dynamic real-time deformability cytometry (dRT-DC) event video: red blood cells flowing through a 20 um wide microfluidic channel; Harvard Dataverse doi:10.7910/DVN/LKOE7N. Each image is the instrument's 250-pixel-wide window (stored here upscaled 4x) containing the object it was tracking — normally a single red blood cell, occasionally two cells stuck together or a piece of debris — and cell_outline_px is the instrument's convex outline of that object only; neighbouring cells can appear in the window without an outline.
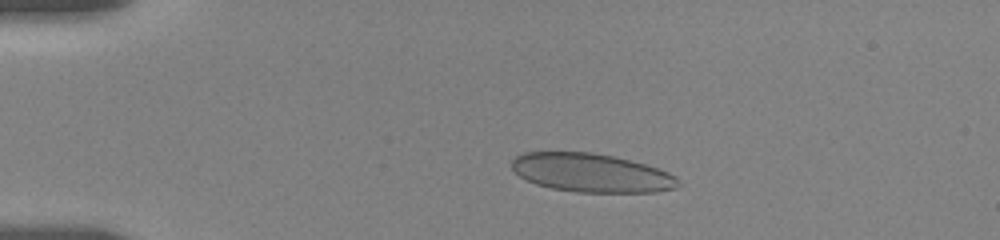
{"species": "human", "species_latin": "Homo sapiens", "temperature_condition": "room temperature", "stored_images_in_passage": 15, "camera_frame_rate_fps": 3000, "um_per_image_px": 0.085, "donor": {"sex": "female"}, "frame": {"image": 1, "passage_image": 7, "time_ms": 3.667, "image_size_px": [1000, 240], "cell_outline_px": [[676, 188], [656, 192], [576, 192], [552, 188], [536, 184], [520, 176], [512, 168], [512, 160], [516, 156], [524, 152], [592, 152], [612, 156], [644, 164], [668, 172], [676, 176]], "centroid_in_image_um": [50.23, 14.69], "position_along_channel_um": 34.8, "area_um2": 37.05}}
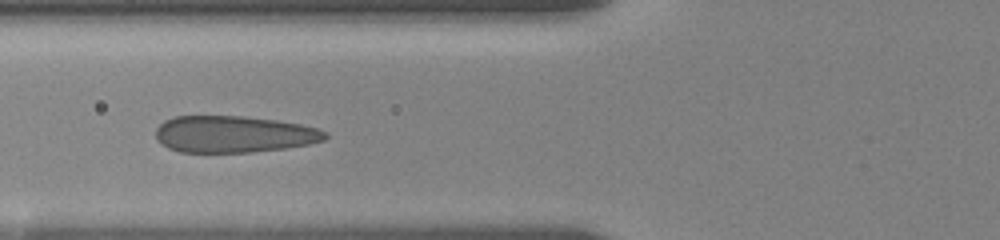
{"frame": {"image": 2, "passage_image": 12, "time_ms": 7.0, "image_size_px": [1000, 240], "cell_outline_px": [[328, 136], [324, 140], [308, 144], [284, 148], [252, 152], [180, 152], [168, 148], [160, 144], [156, 140], [156, 128], [164, 120], [176, 116], [244, 116], [276, 120], [300, 124], [316, 128], [328, 132]], "centroid_in_image_um": [19.84, 11.4], "position_along_channel_um": 106.0, "area_um2": 36.36}}
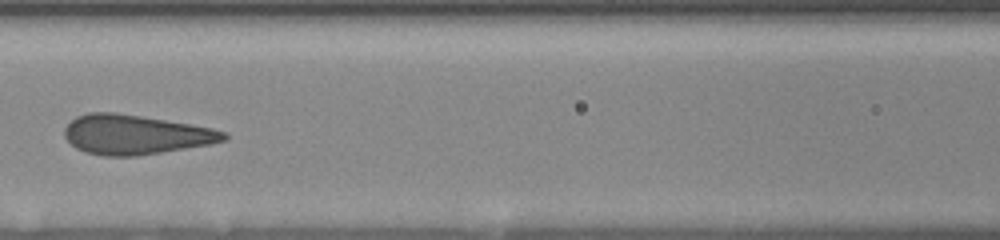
{"frame": {"image": 3, "passage_image": 14, "time_ms": 8.333, "image_size_px": [1000, 240], "cell_outline_px": [[228, 136], [224, 140], [208, 144], [136, 156], [104, 156], [84, 152], [76, 148], [64, 136], [64, 128], [76, 116], [88, 112], [116, 112], [212, 128], [228, 132]], "centroid_in_image_um": [11.46, 11.44], "position_along_channel_um": 155.1, "area_um2": 36.36}}